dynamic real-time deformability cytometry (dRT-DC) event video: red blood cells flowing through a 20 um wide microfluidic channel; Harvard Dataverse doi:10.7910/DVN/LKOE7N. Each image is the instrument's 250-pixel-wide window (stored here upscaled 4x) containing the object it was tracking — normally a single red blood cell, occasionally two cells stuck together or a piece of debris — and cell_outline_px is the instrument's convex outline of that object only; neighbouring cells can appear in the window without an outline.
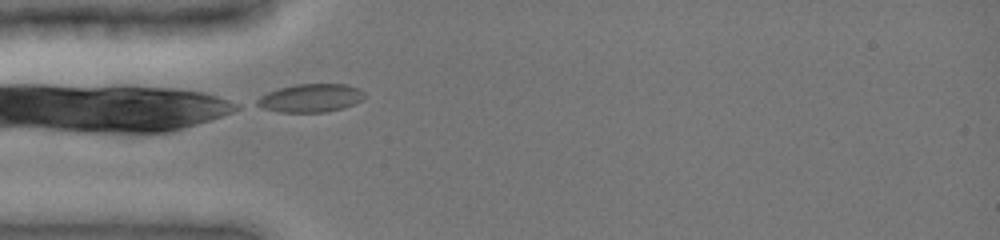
{"species": "common noctule bat (a hibernating species)", "species_latin": "Nyctalus noctula", "temperature_condition": "cold", "stored_images_in_passage": 26, "camera_frame_rate_fps": 3000, "um_per_image_px": 0.085, "animal": {"sex": "female", "body_mass_g": 19.0, "forearm_length_mm": 51.5}, "frame": {"image": 1, "passage_image": 1, "time_ms": 0.0, "image_size_px": [1000, 240], "cell_outline_px": [[364, 96], [360, 100], [352, 104], [340, 108], [324, 112], [280, 112], [264, 108], [256, 104], [256, 100], [260, 96], [268, 92], [280, 88], [296, 84], [344, 84], [356, 88], [364, 92]], "centroid_in_image_um": [26.36, 8.33], "position_along_channel_um": 58.6, "area_um2": 17.28}}
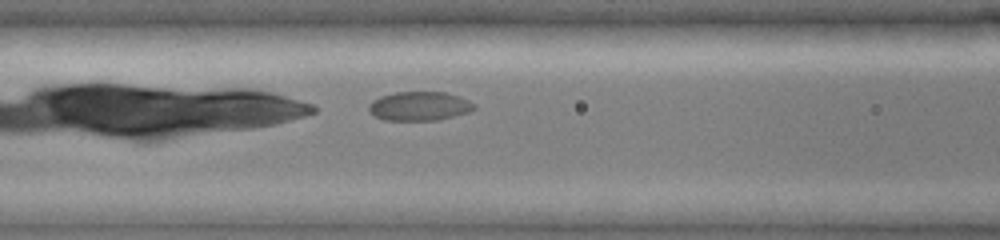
{"frame": {"image": 2, "passage_image": 7, "time_ms": 2.0, "image_size_px": [1000, 240], "cell_outline_px": [[476, 108], [468, 112], [436, 120], [384, 120], [368, 112], [368, 104], [372, 100], [380, 96], [396, 92], [444, 92], [460, 96], [476, 104]], "centroid_in_image_um": [35.63, 9.01], "position_along_channel_um": 131.0, "area_um2": 17.86}}
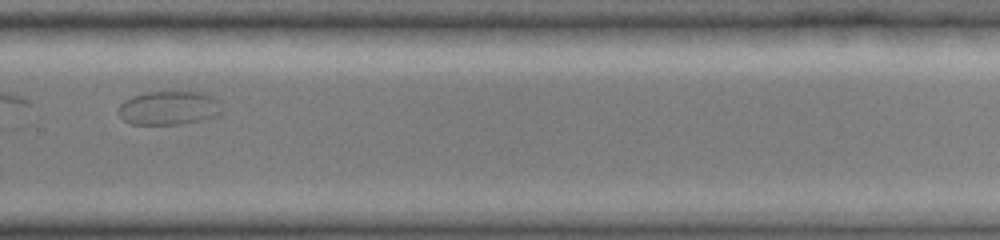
{"frame": {"image": 3, "passage_image": 22, "time_ms": 7.0, "image_size_px": [1000, 240], "cell_outline_px": [[224, 112], [220, 116], [180, 124], [132, 124], [124, 120], [120, 116], [120, 104], [124, 100], [132, 96], [144, 92], [188, 88], [204, 92], [212, 96], [224, 108]], "centroid_in_image_um": [14.45, 9.11], "position_along_channel_um": 315.4, "area_um2": 21.39}}